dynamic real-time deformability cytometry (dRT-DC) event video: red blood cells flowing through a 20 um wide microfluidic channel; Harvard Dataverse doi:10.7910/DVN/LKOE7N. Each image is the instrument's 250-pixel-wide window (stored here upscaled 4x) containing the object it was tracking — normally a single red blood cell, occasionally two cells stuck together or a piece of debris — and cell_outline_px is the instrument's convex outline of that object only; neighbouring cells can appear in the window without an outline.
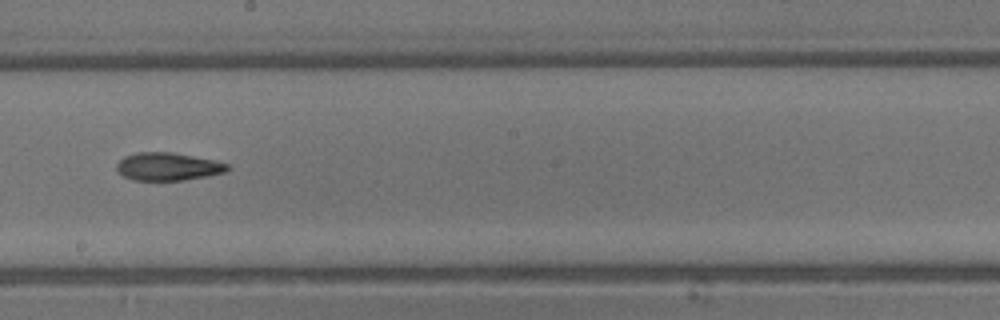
{"species": "common noctule bat (a hibernating species)", "species_latin": "Nyctalus noctula", "temperature_condition": "warm", "stored_images_in_passage": 29, "camera_frame_rate_fps": 3000, "um_per_image_px": 0.085, "animal": {"sex": "male", "body_mass_g": 13.3}, "frame": {"image": 1, "passage_image": 13, "time_ms": 4.0, "image_size_px": [1000, 320], "cell_outline_px": [[232, 168], [228, 172], [208, 176], [184, 180], [132, 180], [124, 176], [116, 168], [116, 164], [124, 156], [136, 152], [172, 152], [216, 160], [228, 164]], "centroid_in_image_um": [14.32, 14.15], "position_along_channel_um": 233.9, "area_um2": 18.21}}
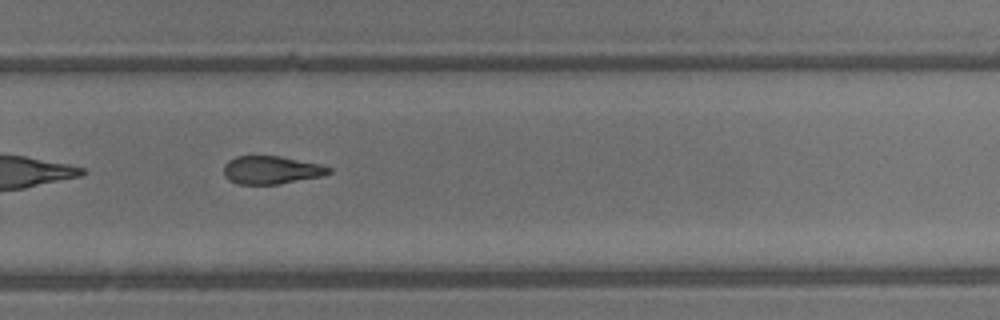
{"frame": {"image": 2, "passage_image": 17, "time_ms": 5.333, "image_size_px": [1000, 320], "cell_outline_px": [[332, 172], [324, 176], [280, 184], [236, 184], [228, 180], [224, 176], [224, 164], [228, 160], [236, 156], [280, 156], [320, 164], [332, 168]], "centroid_in_image_um": [23.07, 14.46], "position_along_channel_um": 306.7, "area_um2": 17.4}}